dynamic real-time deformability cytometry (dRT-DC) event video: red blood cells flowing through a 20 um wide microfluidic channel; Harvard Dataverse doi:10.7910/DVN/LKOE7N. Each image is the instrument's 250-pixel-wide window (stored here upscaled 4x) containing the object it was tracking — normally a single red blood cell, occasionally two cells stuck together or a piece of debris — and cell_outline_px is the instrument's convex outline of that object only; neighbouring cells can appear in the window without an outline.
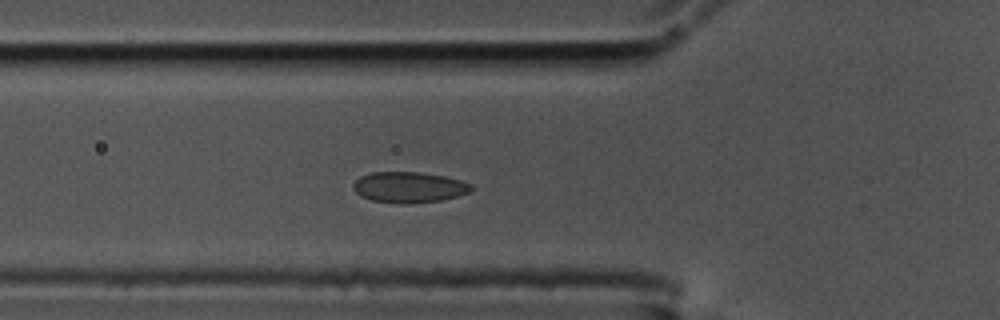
{"species": "common noctule bat (a hibernating species)", "species_latin": "Nyctalus noctula", "temperature_condition": "cold", "stored_images_in_passage": 31, "camera_frame_rate_fps": 3000, "um_per_image_px": 0.085, "animal": {"sex": "male", "body_mass_g": 17.5, "forearm_length_mm": 52.3}, "frame": {"image": 1, "passage_image": 2, "time_ms": 0.333, "image_size_px": [1000, 320], "cell_outline_px": [[472, 188], [468, 192], [456, 196], [440, 200], [372, 200], [360, 196], [352, 188], [352, 184], [360, 176], [372, 172], [420, 172], [444, 176], [460, 180], [472, 184]], "centroid_in_image_um": [34.74, 15.85], "position_along_channel_um": 91.1, "area_um2": 20.06}}
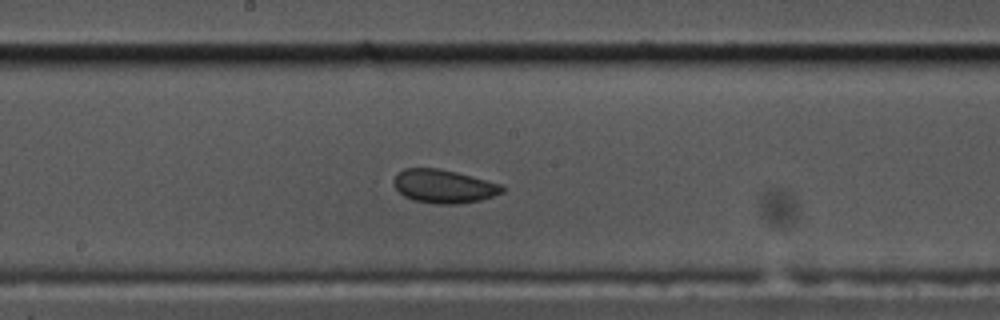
{"frame": {"image": 2, "passage_image": 12, "time_ms": 3.667, "image_size_px": [1000, 320], "cell_outline_px": [[504, 192], [480, 200], [460, 204], [436, 204], [412, 200], [404, 196], [396, 188], [392, 180], [404, 168], [440, 168], [472, 176], [500, 184], [504, 188]], "centroid_in_image_um": [37.71, 15.84], "position_along_channel_um": 210.5, "area_um2": 21.1}}
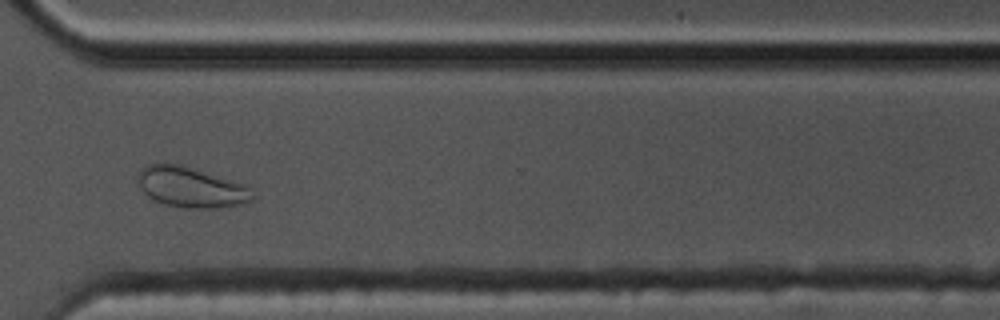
{"frame": {"image": 3, "passage_image": 24, "time_ms": 7.667, "image_size_px": [1000, 320], "cell_outline_px": [[252, 200], [240, 204], [216, 208], [184, 208], [164, 204], [148, 196], [140, 188], [136, 176], [140, 168], [148, 164], [180, 164], [248, 184], [252, 196]], "centroid_in_image_um": [16.22, 15.9], "position_along_channel_um": 354.4, "area_um2": 27.11}}